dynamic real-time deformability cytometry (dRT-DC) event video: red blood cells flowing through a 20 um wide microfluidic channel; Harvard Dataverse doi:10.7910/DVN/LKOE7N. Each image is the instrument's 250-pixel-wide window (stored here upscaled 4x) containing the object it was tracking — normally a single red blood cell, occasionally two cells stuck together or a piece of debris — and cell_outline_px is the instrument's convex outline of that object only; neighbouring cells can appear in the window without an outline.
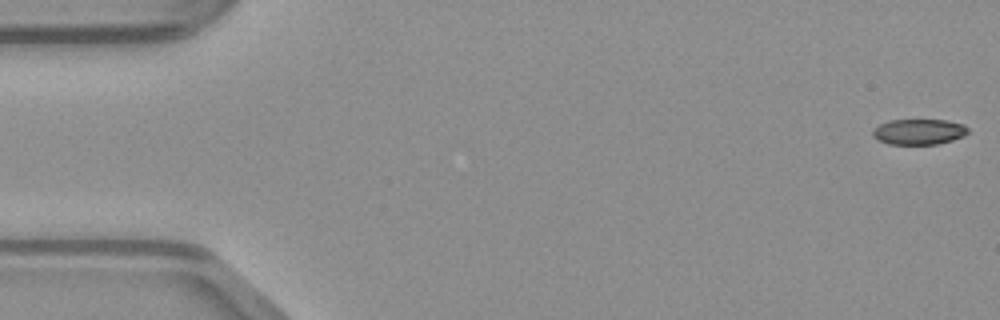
{"species": "common noctule bat (a hibernating species)", "species_latin": "Nyctalus noctula", "temperature_condition": "warm", "stored_images_in_passage": 48, "camera_frame_rate_fps": 3000, "um_per_image_px": 0.085, "animal": {"sex": "male", "body_mass_g": 23.1, "forearm_length_mm": 52.7}, "frame": {"image": 1, "passage_image": 1, "time_ms": 0.0, "image_size_px": [1000, 320], "cell_outline_px": [[968, 132], [964, 136], [952, 140], [936, 144], [888, 144], [872, 136], [872, 128], [888, 120], [944, 120], [964, 124], [968, 128]], "centroid_in_image_um": [78.09, 11.19], "position_along_channel_um": 6.9, "area_um2": 14.22}}
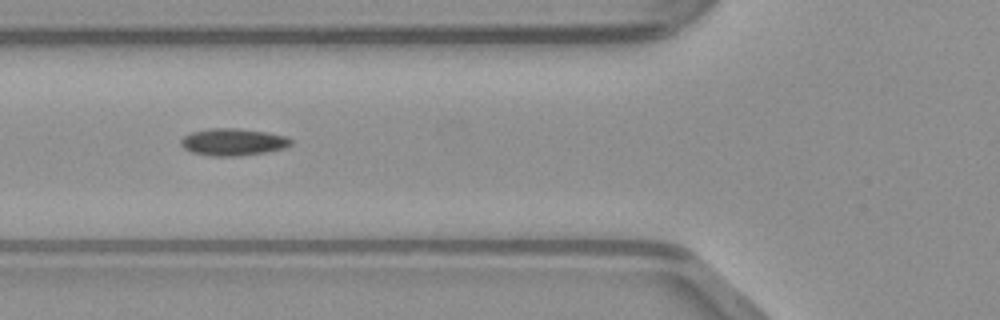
{"frame": {"image": 2, "passage_image": 18, "time_ms": 5.667, "image_size_px": [1000, 320], "cell_outline_px": [[292, 144], [284, 148], [264, 152], [240, 156], [212, 156], [192, 152], [184, 148], [180, 144], [180, 140], [184, 136], [192, 132], [208, 128], [236, 128], [268, 132], [288, 136], [292, 140]], "centroid_in_image_um": [19.82, 12.06], "position_along_channel_um": 106.0, "area_um2": 17.46}}
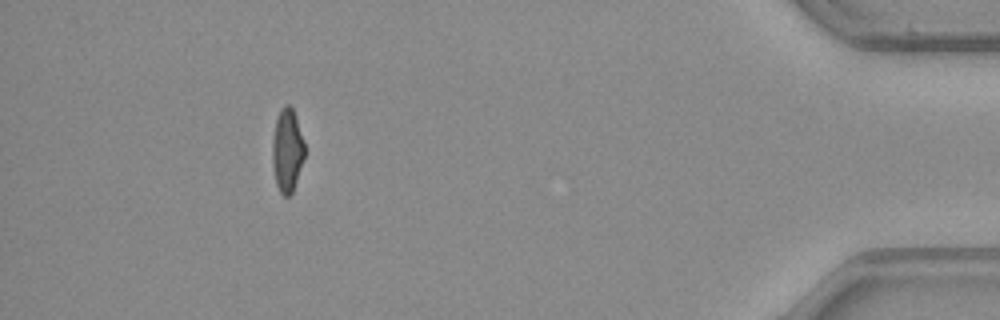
{"frame": {"image": 3, "passage_image": 44, "time_ms": 14.333, "image_size_px": [1000, 320], "cell_outline_px": [[304, 156], [292, 192], [288, 196], [284, 196], [280, 192], [276, 184], [272, 164], [272, 140], [276, 116], [280, 108], [284, 104], [288, 104], [292, 108], [304, 140]], "centroid_in_image_um": [24.38, 12.74], "position_along_channel_um": 410.8, "area_um2": 15.61}}